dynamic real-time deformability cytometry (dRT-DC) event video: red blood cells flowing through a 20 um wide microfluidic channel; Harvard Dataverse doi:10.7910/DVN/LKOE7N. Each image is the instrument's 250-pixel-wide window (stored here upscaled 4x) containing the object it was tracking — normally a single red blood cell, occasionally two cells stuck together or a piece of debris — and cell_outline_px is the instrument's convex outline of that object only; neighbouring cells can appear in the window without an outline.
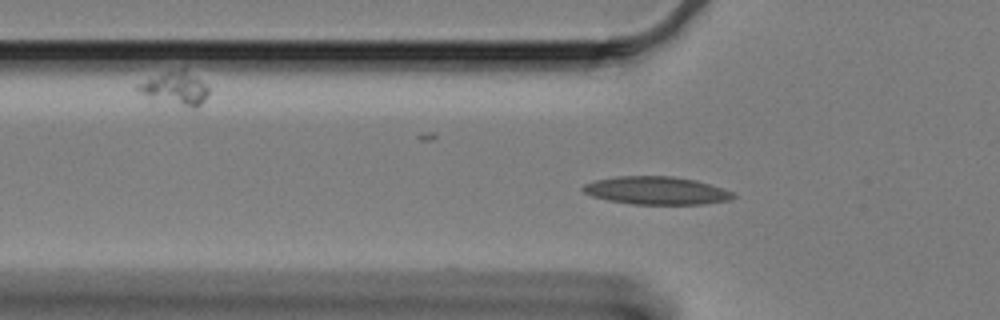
{"species": "Egyptian fruit bat (a non-hibernating species)", "species_latin": "Rousettus aegyptiacus", "temperature_condition": "cold", "stored_images_in_passage": 45, "camera_frame_rate_fps": 3000, "um_per_image_px": 0.085, "animal": {"sex": "female"}, "frame": {"image": 1, "passage_image": 3, "time_ms": 0.667, "image_size_px": [1000, 320], "cell_outline_px": [[736, 196], [732, 200], [704, 204], [632, 204], [608, 200], [592, 196], [584, 192], [580, 188], [584, 184], [596, 180], [616, 176], [672, 176], [696, 180], [732, 192]], "centroid_in_image_um": [55.78, 16.2], "position_along_channel_um": 70.0, "area_um2": 24.39}}
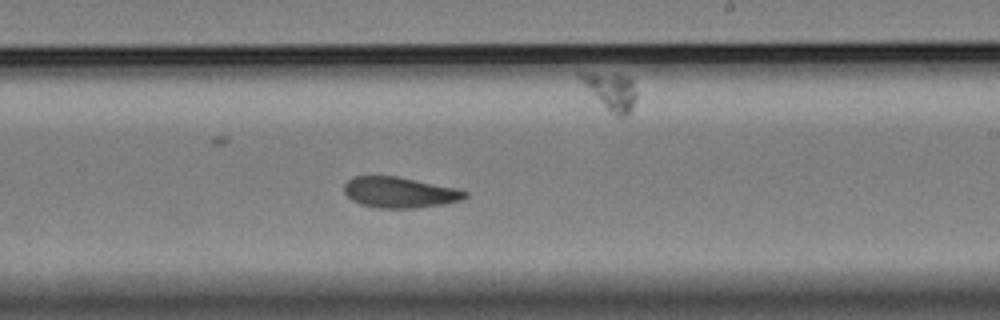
{"frame": {"image": 2, "passage_image": 20, "time_ms": 6.333, "image_size_px": [1000, 320], "cell_outline_px": [[468, 196], [460, 200], [444, 204], [416, 208], [380, 208], [360, 204], [352, 200], [344, 192], [344, 184], [352, 176], [396, 176], [456, 188], [468, 192]], "centroid_in_image_um": [33.96, 16.35], "position_along_channel_um": 255.0, "area_um2": 21.62}}
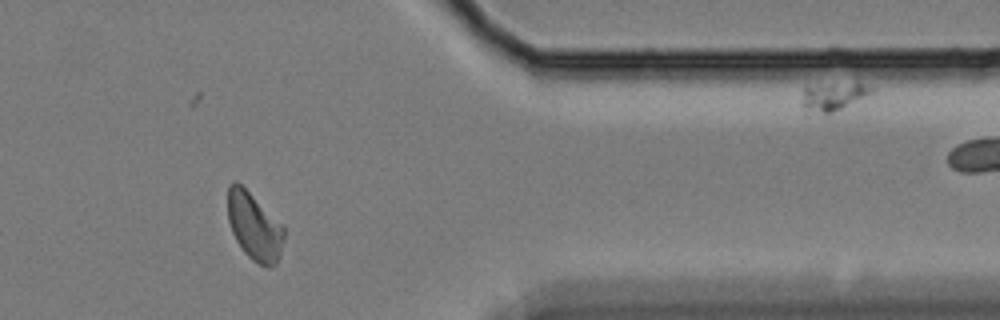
{"frame": {"image": 3, "passage_image": 34, "time_ms": 11.0, "image_size_px": [1000, 320], "cell_outline_px": [[284, 236], [280, 256], [276, 264], [268, 268], [252, 260], [244, 252], [236, 240], [232, 232], [228, 220], [228, 184], [236, 180], [284, 228]], "centroid_in_image_um": [21.59, 19.29], "position_along_channel_um": 389.8, "area_um2": 21.62}, "authors_computed_cell_mechanics": {"area_um2": 21.7328, "velocity_mm_per_s": 3.2593, "shape_relaxation_time_tau1_ms": null, "shape_relaxation_time_tau2_ms": 4.2395, "deformation_change_tau1": null, "deformation_change_tau2": 0.0898}}